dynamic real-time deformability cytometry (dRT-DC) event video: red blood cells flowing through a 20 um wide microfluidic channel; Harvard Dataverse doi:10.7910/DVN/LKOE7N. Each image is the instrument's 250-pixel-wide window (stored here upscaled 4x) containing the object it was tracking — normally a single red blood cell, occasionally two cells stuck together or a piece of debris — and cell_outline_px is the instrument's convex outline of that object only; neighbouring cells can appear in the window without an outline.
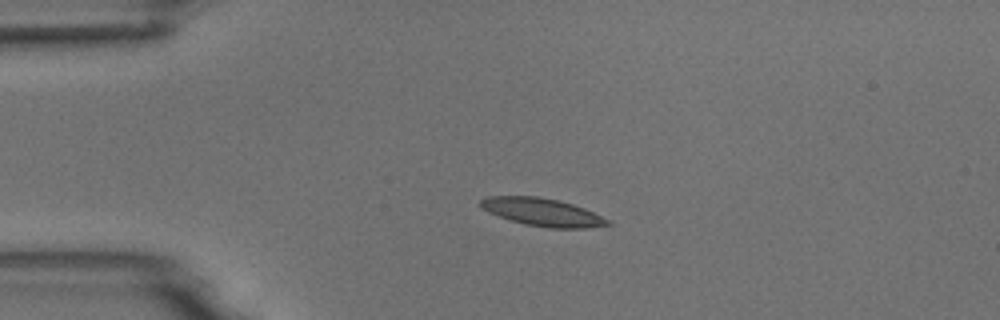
{"species": "common noctule bat (a hibernating species)", "species_latin": "Nyctalus noctula", "temperature_condition": "room temperature", "stored_images_in_passage": 4, "camera_frame_rate_fps": 3000, "um_per_image_px": 0.085, "animal": {"sex": "male", "body_mass_g": 18.8}, "frame": {"image": 1, "passage_image": 3, "time_ms": 2.667, "image_size_px": [1000, 320], "cell_outline_px": [[612, 224], [588, 228], [548, 228], [524, 224], [488, 212], [480, 204], [480, 200], [488, 196], [536, 196], [556, 200], [572, 204], [584, 208], [608, 220]], "centroid_in_image_um": [46.1, 18.03], "position_along_channel_um": 38.9, "area_um2": 20.23}}